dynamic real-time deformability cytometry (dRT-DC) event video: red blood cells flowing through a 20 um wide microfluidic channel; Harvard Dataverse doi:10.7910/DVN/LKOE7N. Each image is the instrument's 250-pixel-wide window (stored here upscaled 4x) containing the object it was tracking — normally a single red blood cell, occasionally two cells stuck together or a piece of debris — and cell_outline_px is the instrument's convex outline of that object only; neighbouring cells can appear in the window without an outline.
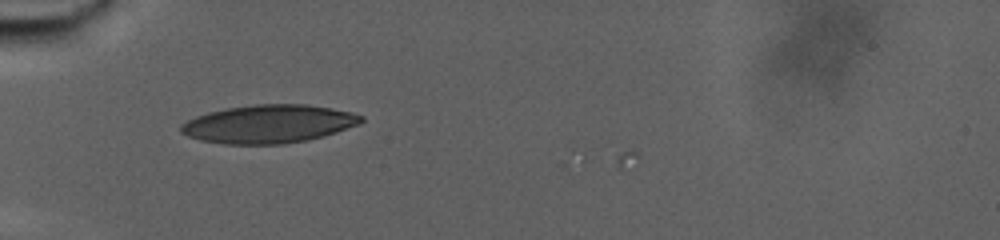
{"species": "human", "species_latin": "Homo sapiens", "temperature_condition": "warm", "stored_images_in_passage": 8, "camera_frame_rate_fps": 3000, "um_per_image_px": 0.085, "donor": {"sex": "male"}, "frame": {"image": 1, "passage_image": 5, "time_ms": 1.333, "image_size_px": [1000, 240], "cell_outline_px": [[364, 120], [360, 124], [324, 136], [284, 144], [224, 144], [200, 140], [188, 136], [180, 132], [180, 124], [196, 116], [208, 112], [228, 108], [256, 104], [304, 104], [332, 108], [352, 112], [364, 116]], "centroid_in_image_um": [22.85, 10.53], "position_along_channel_um": 62.2, "area_um2": 40.17}}
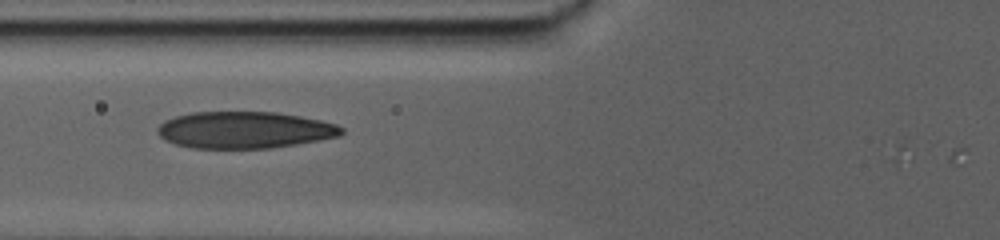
{"frame": {"image": 2, "passage_image": 7, "time_ms": 2.0, "image_size_px": [1000, 240], "cell_outline_px": [[344, 132], [340, 136], [320, 140], [272, 148], [192, 148], [176, 144], [164, 140], [156, 132], [156, 128], [164, 120], [176, 116], [192, 112], [276, 112], [300, 116], [320, 120], [336, 124], [344, 128]], "centroid_in_image_um": [20.78, 11.05], "position_along_channel_um": 105.0, "area_um2": 39.59}}